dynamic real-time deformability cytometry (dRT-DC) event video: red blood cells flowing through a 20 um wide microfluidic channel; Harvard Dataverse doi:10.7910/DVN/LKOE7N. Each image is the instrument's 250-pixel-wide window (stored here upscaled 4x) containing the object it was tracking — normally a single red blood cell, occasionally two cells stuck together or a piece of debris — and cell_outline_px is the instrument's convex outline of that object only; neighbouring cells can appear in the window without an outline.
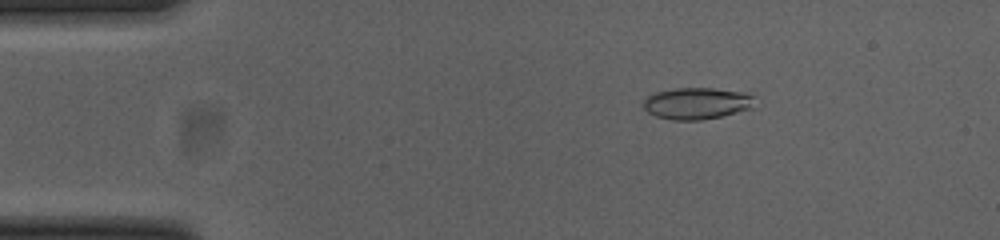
{"species": "common noctule bat (a hibernating species)", "species_latin": "Nyctalus noctula", "temperature_condition": "cold", "stored_images_in_passage": 52, "camera_frame_rate_fps": 3000, "um_per_image_px": 0.085, "animal": {"sex": "female", "body_mass_g": 23.0, "forearm_length_mm": 53.4}, "frame": {"image": 1, "passage_image": 8, "time_ms": 2.333, "image_size_px": [1000, 240], "cell_outline_px": [[756, 108], [720, 116], [700, 120], [672, 120], [656, 116], [648, 112], [644, 108], [644, 100], [648, 96], [656, 92], [676, 88], [712, 88], [748, 92], [752, 96]], "centroid_in_image_um": [59.28, 8.78], "position_along_channel_um": 25.7, "area_um2": 20.63}}
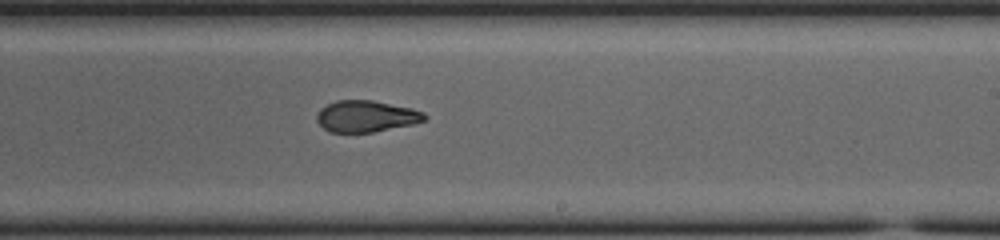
{"frame": {"image": 2, "passage_image": 31, "time_ms": 10.0, "image_size_px": [1000, 240], "cell_outline_px": [[428, 116], [424, 120], [412, 124], [372, 132], [328, 132], [316, 120], [316, 116], [320, 108], [336, 100], [372, 100], [412, 108], [424, 112]], "centroid_in_image_um": [31.11, 9.87], "position_along_channel_um": 257.9, "area_um2": 19.71}}
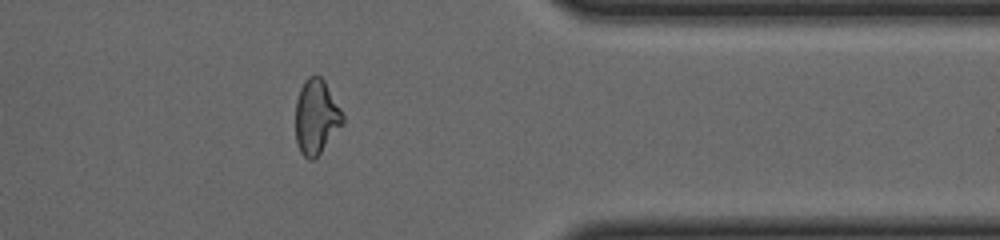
{"frame": {"image": 3, "passage_image": 42, "time_ms": 13.667, "image_size_px": [1000, 240], "cell_outline_px": [[344, 124], [320, 152], [312, 160], [308, 160], [300, 152], [296, 144], [296, 100], [300, 88], [304, 80], [308, 76], [320, 76], [324, 80], [340, 108], [344, 116]], "centroid_in_image_um": [26.87, 9.93], "position_along_channel_um": 384.5, "area_um2": 20.52}, "authors_computed_cell_mechanics": {"area_um2": 20.8369, "velocity_mm_per_s": 3.8682, "shape_relaxation_time_tau1_ms": 6.2929, "shape_relaxation_time_tau2_ms": 1.9237, "deformation_change_tau1": 0.2284, "deformation_change_tau2": 0.0844}}